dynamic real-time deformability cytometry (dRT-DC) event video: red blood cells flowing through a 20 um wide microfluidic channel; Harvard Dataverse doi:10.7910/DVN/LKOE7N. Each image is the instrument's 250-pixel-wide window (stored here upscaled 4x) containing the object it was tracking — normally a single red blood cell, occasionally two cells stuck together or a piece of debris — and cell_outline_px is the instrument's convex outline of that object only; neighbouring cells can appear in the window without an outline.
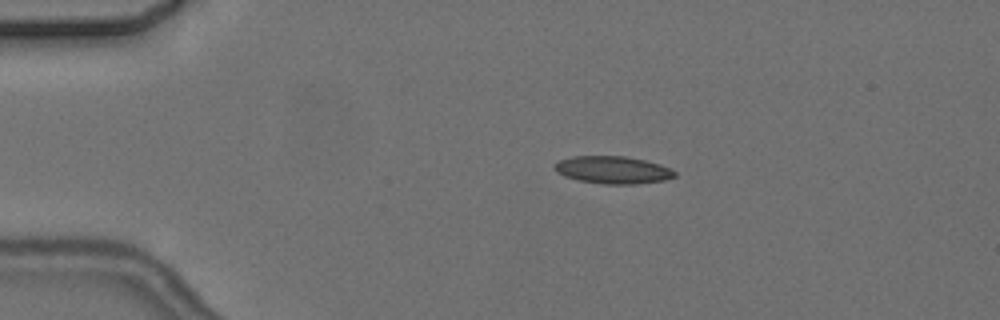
{"species": "common noctule bat (a hibernating species)", "species_latin": "Nyctalus noctula", "temperature_condition": "cold", "stored_images_in_passage": 2, "camera_frame_rate_fps": 3000, "um_per_image_px": 0.085, "animal": {"sex": "female", "body_mass_g": 24.6, "forearm_length_mm": 56.2}, "frame": {"image": 1, "passage_image": 1, "time_ms": 0.0, "image_size_px": [1000, 320], "cell_outline_px": [[676, 176], [664, 180], [636, 184], [604, 184], [580, 180], [564, 176], [556, 172], [552, 164], [556, 160], [572, 156], [624, 156], [644, 160], [660, 164], [676, 172]], "centroid_in_image_um": [52.03, 14.43], "position_along_channel_um": 33.0, "area_um2": 19.31}}